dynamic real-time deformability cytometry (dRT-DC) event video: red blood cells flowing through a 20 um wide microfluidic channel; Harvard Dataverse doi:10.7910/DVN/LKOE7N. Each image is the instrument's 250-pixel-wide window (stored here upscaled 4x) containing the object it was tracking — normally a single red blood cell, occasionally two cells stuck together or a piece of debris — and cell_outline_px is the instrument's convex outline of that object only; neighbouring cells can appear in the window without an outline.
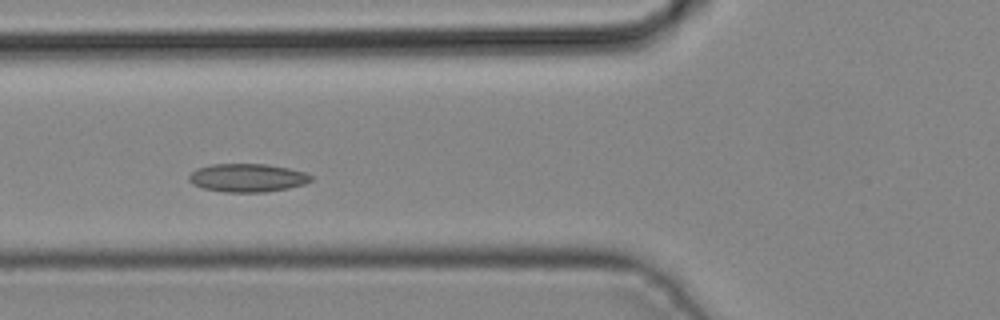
{"species": "common noctule bat (a hibernating species)", "species_latin": "Nyctalus noctula", "temperature_condition": "cold", "stored_images_in_passage": 25, "camera_frame_rate_fps": 3000, "um_per_image_px": 0.085, "animal": {"sex": "male", "body_mass_g": 19.2, "forearm_length_mm": 51.8}, "frame": {"image": 1, "passage_image": 5, "time_ms": 1.333, "image_size_px": [1000, 320], "cell_outline_px": [[312, 180], [304, 184], [288, 188], [264, 192], [224, 192], [204, 188], [192, 184], [188, 180], [188, 176], [196, 168], [212, 164], [264, 164], [288, 168], [304, 172], [312, 176]], "centroid_in_image_um": [21.0, 15.11], "position_along_channel_um": 104.8, "area_um2": 20.06}}
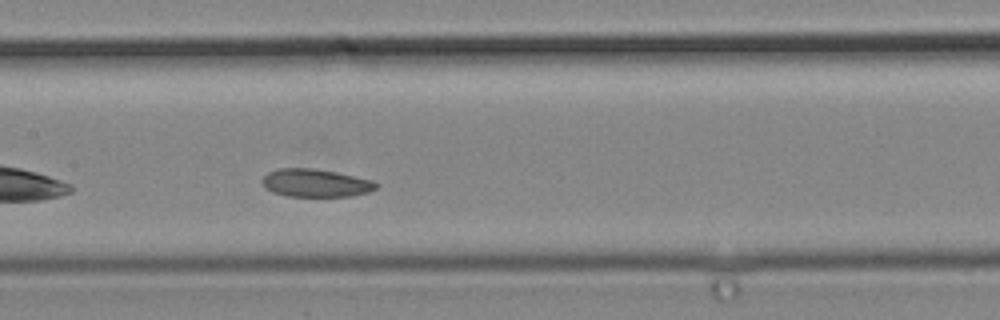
{"frame": {"image": 2, "passage_image": 10, "time_ms": 3.0, "image_size_px": [1000, 320], "cell_outline_px": [[380, 184], [376, 188], [368, 192], [352, 196], [288, 196], [272, 192], [264, 188], [260, 180], [268, 172], [276, 168], [312, 168], [336, 172], [372, 180]], "centroid_in_image_um": [26.79, 15.55], "position_along_channel_um": 180.6, "area_um2": 18.67}}
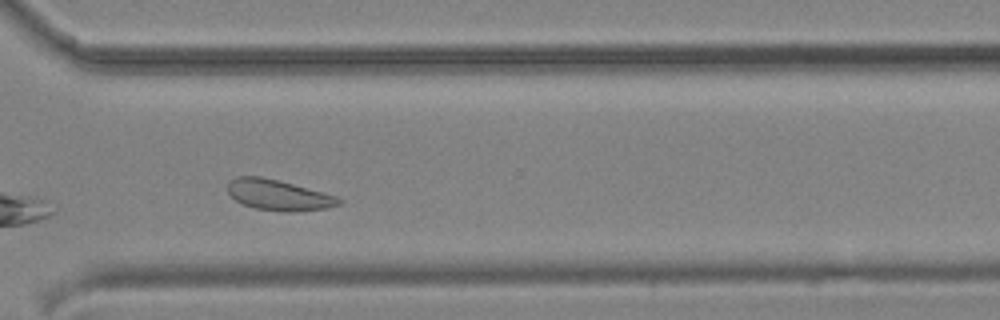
{"frame": {"image": 3, "passage_image": 21, "time_ms": 6.667, "image_size_px": [1000, 320], "cell_outline_px": [[344, 200], [340, 204], [328, 208], [292, 212], [284, 212], [256, 208], [244, 204], [236, 200], [228, 192], [228, 180], [236, 176], [260, 176], [280, 180], [336, 196]], "centroid_in_image_um": [23.68, 16.57], "position_along_channel_um": 346.9, "area_um2": 19.88}}